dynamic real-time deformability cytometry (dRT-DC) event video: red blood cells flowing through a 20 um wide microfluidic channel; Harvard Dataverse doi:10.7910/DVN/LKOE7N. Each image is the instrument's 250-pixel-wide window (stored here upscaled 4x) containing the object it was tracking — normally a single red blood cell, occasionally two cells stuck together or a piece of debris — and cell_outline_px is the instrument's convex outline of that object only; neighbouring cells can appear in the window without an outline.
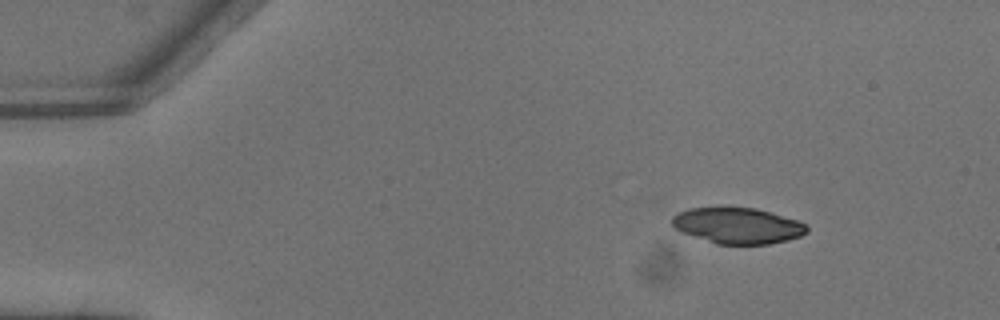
{"species": "common noctule bat (a hibernating species)", "species_latin": "Nyctalus noctula", "temperature_condition": "warm", "stored_images_in_passage": 4, "camera_frame_rate_fps": 3000, "um_per_image_px": 0.085, "animal": {"sex": "male", "body_mass_g": 13.3}, "frame": {"image": 1, "passage_image": 1, "time_ms": 0.0, "image_size_px": [1000, 320], "cell_outline_px": [[808, 232], [800, 236], [788, 240], [768, 244], [716, 244], [680, 232], [672, 228], [672, 216], [676, 212], [688, 208], [720, 204], [728, 204], [756, 208], [772, 212], [808, 224]], "centroid_in_image_um": [62.63, 19.12], "position_along_channel_um": 22.4, "area_um2": 29.54}}